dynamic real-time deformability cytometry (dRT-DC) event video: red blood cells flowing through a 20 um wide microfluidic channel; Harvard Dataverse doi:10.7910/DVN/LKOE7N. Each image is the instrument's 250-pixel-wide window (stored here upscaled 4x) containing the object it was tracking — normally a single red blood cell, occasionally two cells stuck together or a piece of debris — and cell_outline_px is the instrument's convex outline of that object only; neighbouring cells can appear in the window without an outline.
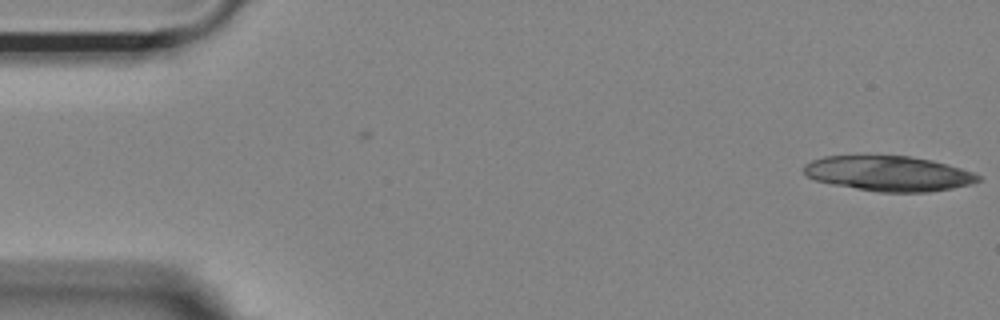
{"species": "Egyptian fruit bat (a non-hibernating species)", "species_latin": "Rousettus aegyptiacus", "temperature_condition": "room temperature", "stored_images_in_passage": 4, "camera_frame_rate_fps": 3000, "um_per_image_px": 0.085, "animal": {"sex": "female"}, "frame": {"image": 1, "passage_image": 4, "time_ms": 1.0, "image_size_px": [1000, 320], "cell_outline_px": [[980, 180], [972, 184], [952, 188], [928, 192], [880, 192], [832, 184], [816, 180], [808, 176], [804, 172], [804, 164], [812, 160], [824, 156], [908, 156], [932, 160], [948, 164], [972, 172], [980, 176]], "centroid_in_image_um": [75.55, 14.75], "position_along_channel_um": 9.5, "area_um2": 35.43}}